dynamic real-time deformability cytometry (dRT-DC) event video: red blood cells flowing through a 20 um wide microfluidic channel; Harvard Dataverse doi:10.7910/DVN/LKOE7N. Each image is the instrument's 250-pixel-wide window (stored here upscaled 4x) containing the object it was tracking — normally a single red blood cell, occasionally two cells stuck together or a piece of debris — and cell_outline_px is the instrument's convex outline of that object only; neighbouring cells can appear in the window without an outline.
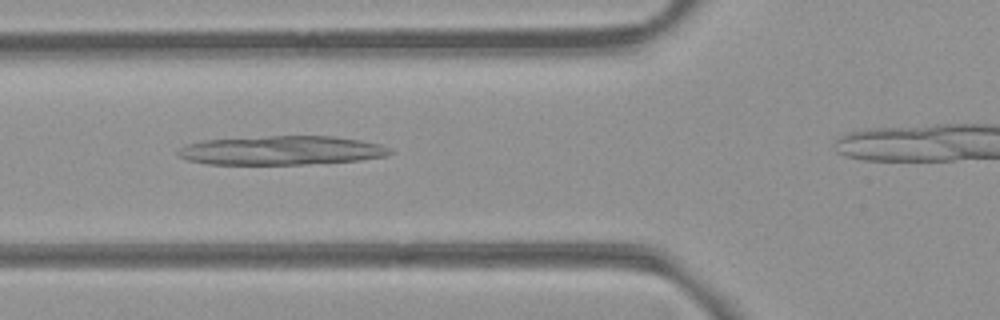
{"species": "common noctule bat (a hibernating species)", "species_latin": "Nyctalus noctula", "temperature_condition": "room temperature", "stored_images_in_passage": 34, "camera_frame_rate_fps": 3000, "um_per_image_px": 0.085, "animal": {"sex": "female", "body_mass_g": 21.9}, "frame": {"image": 1, "passage_image": 11, "time_ms": 3.333, "image_size_px": [1000, 320], "cell_outline_px": [[396, 152], [388, 156], [360, 160], [304, 164], [208, 164], [188, 160], [180, 156], [176, 152], [180, 148], [188, 144], [204, 140], [268, 136], [336, 136], [360, 140], [380, 144]], "centroid_in_image_um": [23.98, 12.78], "position_along_channel_um": 101.8, "area_um2": 35.78}}
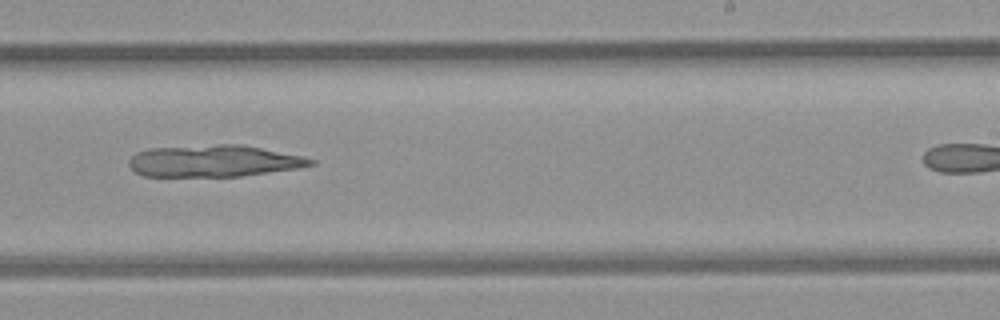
{"frame": {"image": 2, "passage_image": 24, "time_ms": 7.667, "image_size_px": [1000, 320], "cell_outline_px": [[316, 164], [296, 168], [240, 176], [144, 176], [136, 172], [128, 164], [128, 160], [136, 152], [148, 148], [220, 144], [240, 144], [304, 156], [316, 160]], "centroid_in_image_um": [18.16, 13.67], "position_along_channel_um": 270.8, "area_um2": 33.58}}
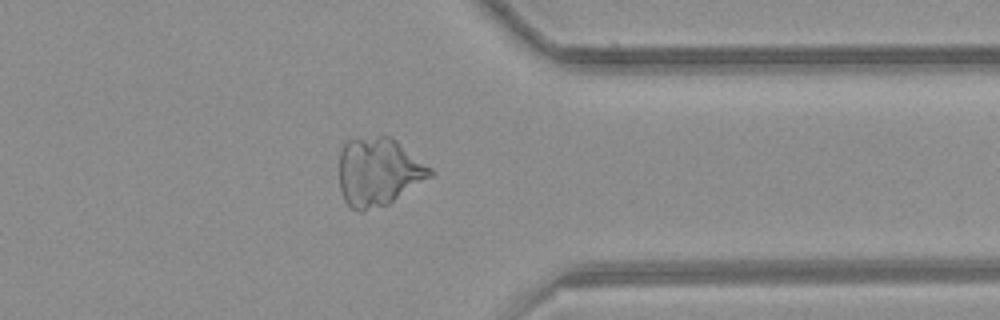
{"frame": {"image": 3, "passage_image": 33, "time_ms": 10.667, "image_size_px": [1000, 320], "cell_outline_px": [[436, 172], [432, 176], [388, 204], [360, 212], [352, 208], [344, 200], [340, 188], [340, 148], [348, 140], [380, 136], [388, 136], [396, 140], [432, 168]], "centroid_in_image_um": [32.18, 14.61], "position_along_channel_um": 379.2, "area_um2": 36.01}}